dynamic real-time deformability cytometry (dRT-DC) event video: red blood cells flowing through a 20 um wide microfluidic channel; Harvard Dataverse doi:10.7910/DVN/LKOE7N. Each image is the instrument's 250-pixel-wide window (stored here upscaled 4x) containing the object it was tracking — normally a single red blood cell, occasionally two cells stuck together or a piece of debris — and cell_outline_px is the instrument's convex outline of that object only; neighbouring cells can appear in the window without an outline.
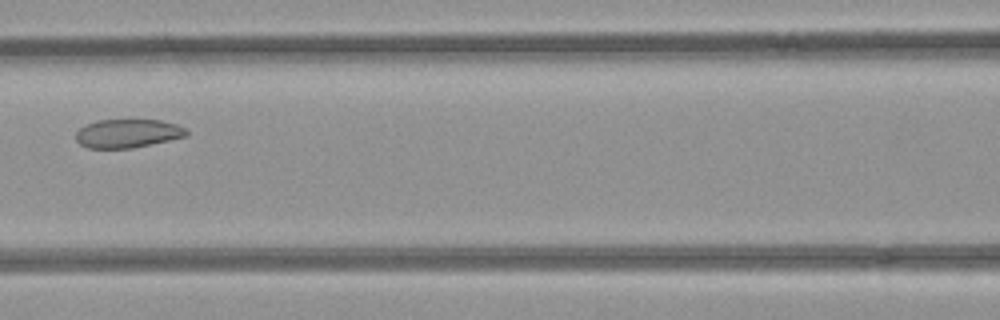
{"species": "common noctule bat (a hibernating species)", "species_latin": "Nyctalus noctula", "temperature_condition": "room temperature", "stored_images_in_passage": 7, "camera_frame_rate_fps": 3000, "um_per_image_px": 0.085, "animal": {"sex": "female", "body_mass_g": 21.9}, "frame": {"image": 1, "passage_image": 5, "time_ms": 1.333, "image_size_px": [1000, 320], "cell_outline_px": [[188, 136], [132, 148], [88, 148], [80, 144], [76, 140], [76, 132], [80, 128], [96, 120], [160, 120], [176, 124], [184, 128], [188, 132]], "centroid_in_image_um": [10.85, 11.34], "position_along_channel_um": 155.7, "area_um2": 18.32}}
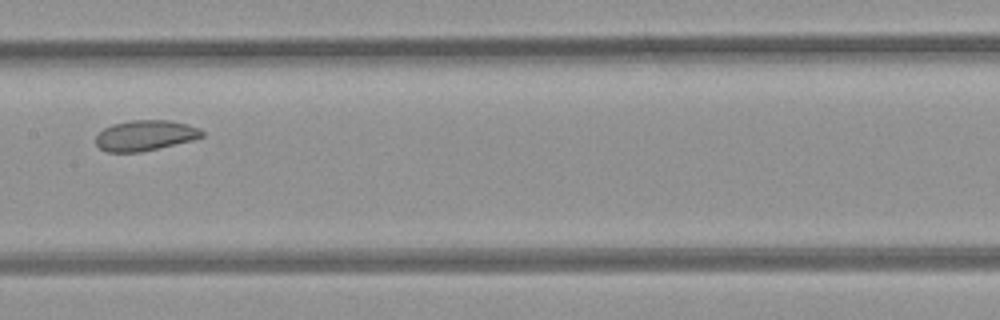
{"frame": {"image": 2, "passage_image": 6, "time_ms": 1.667, "image_size_px": [1000, 320], "cell_outline_px": [[204, 136], [192, 140], [140, 152], [108, 152], [100, 148], [96, 144], [96, 136], [104, 128], [112, 124], [132, 120], [168, 120], [188, 124], [200, 128], [204, 132]], "centroid_in_image_um": [12.35, 11.5], "position_along_channel_um": 195.0, "area_um2": 18.79}}
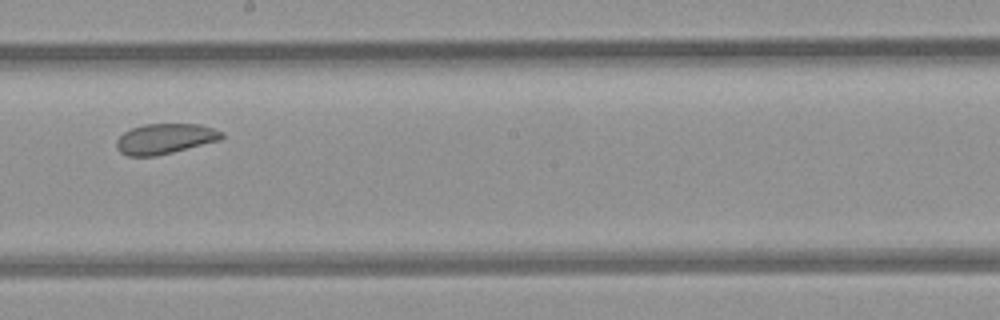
{"frame": {"image": 3, "passage_image": 7, "time_ms": 2.0, "image_size_px": [1000, 320], "cell_outline_px": [[224, 136], [220, 140], [156, 156], [128, 156], [120, 152], [116, 148], [116, 140], [124, 132], [132, 128], [144, 124], [200, 124], [224, 132]], "centroid_in_image_um": [14.02, 11.79], "position_along_channel_um": 234.2, "area_um2": 18.55}}